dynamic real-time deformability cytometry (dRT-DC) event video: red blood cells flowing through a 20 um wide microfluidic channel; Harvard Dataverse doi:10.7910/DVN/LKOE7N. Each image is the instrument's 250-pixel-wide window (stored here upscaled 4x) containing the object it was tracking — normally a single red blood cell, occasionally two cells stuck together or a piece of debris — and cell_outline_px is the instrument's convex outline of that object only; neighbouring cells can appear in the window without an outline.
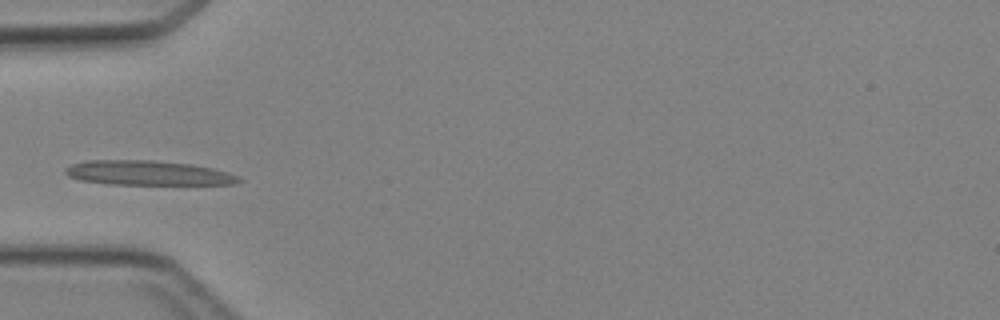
{"species": "Egyptian fruit bat (a non-hibernating species)", "species_latin": "Rousettus aegyptiacus", "temperature_condition": "cold", "stored_images_in_passage": 32, "camera_frame_rate_fps": 3000, "um_per_image_px": 0.085, "animal": {"sex": "female"}, "frame": {"image": 1, "passage_image": 1, "time_ms": 0.0, "image_size_px": [1000, 320], "cell_outline_px": [[244, 180], [236, 184], [108, 184], [80, 180], [68, 176], [64, 172], [64, 168], [72, 164], [88, 160], [152, 160], [188, 164], [212, 168], [228, 172]], "centroid_in_image_um": [12.54, 14.7], "position_along_channel_um": 72.5, "area_um2": 24.74}}
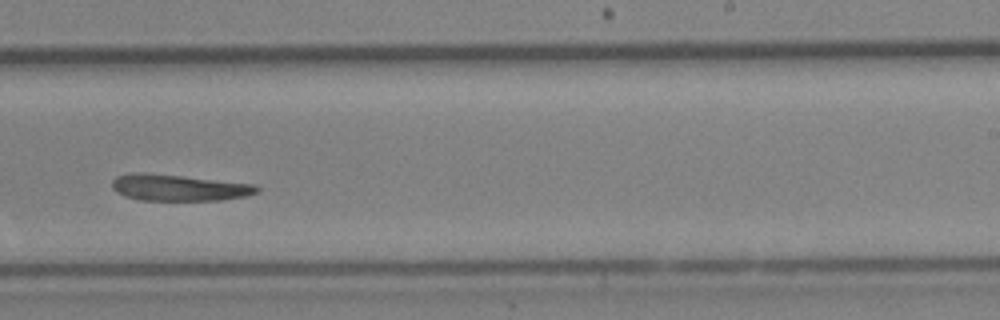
{"frame": {"image": 2, "passage_image": 15, "time_ms": 4.667, "image_size_px": [1000, 320], "cell_outline_px": [[260, 192], [248, 196], [220, 200], [140, 200], [124, 196], [116, 192], [112, 188], [112, 180], [116, 176], [132, 172], [144, 172], [256, 184], [260, 188]], "centroid_in_image_um": [15.2, 15.95], "position_along_channel_um": 273.8, "area_um2": 22.48}}
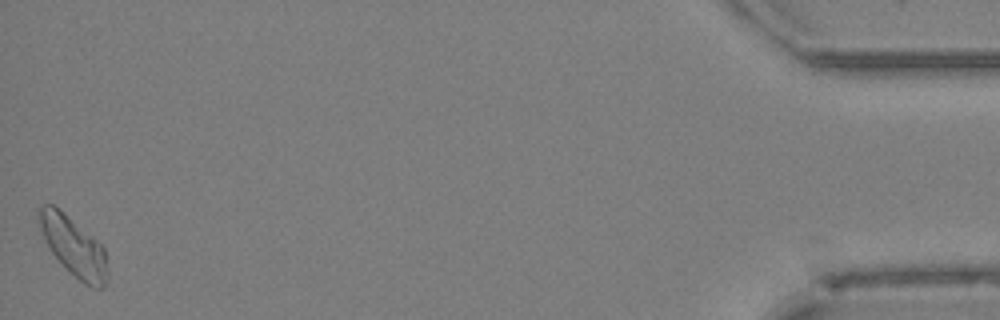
{"frame": {"image": 3, "passage_image": 32, "time_ms": 10.333, "image_size_px": [1000, 320], "cell_outline_px": [[108, 280], [104, 288], [92, 288], [84, 284], [64, 268], [48, 248], [40, 228], [36, 216], [36, 212], [40, 204], [52, 204], [92, 236], [104, 248], [108, 272]], "centroid_in_image_um": [6.23, 20.98], "position_along_channel_um": 429.0, "area_um2": 23.81}}